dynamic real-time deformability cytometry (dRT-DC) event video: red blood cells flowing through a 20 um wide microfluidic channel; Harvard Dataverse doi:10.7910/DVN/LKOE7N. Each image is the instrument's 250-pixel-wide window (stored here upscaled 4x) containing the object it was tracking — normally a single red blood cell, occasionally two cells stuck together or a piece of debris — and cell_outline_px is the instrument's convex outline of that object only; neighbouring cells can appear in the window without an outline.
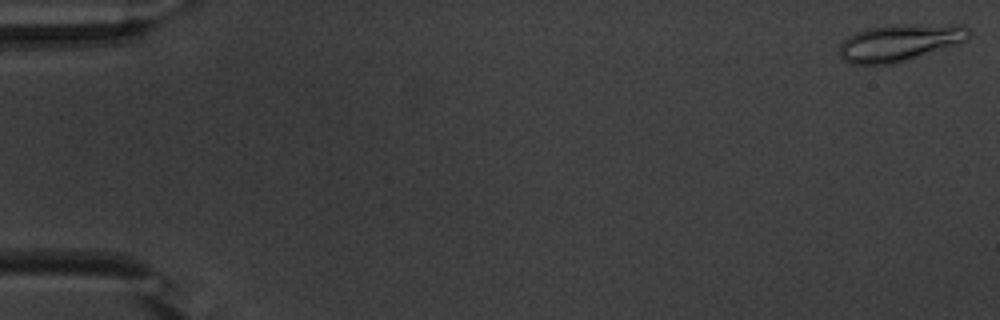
{"species": "common noctule bat (a hibernating species)", "species_latin": "Nyctalus noctula", "temperature_condition": "warm", "stored_images_in_passage": 53, "camera_frame_rate_fps": 3000, "um_per_image_px": 0.085, "animal": {"sex": "male", "body_mass_g": 20.1, "forearm_length_mm": 53.5}, "frame": {"image": 1, "passage_image": 1, "time_ms": 0.0, "image_size_px": [1000, 320], "cell_outline_px": [[972, 32], [968, 40], [892, 64], [852, 64], [844, 60], [840, 56], [840, 44], [848, 36], [856, 32], [868, 28], [904, 24], [960, 24], [968, 28]], "centroid_in_image_um": [76.49, 3.6], "position_along_channel_um": 8.5, "area_um2": 27.63}}
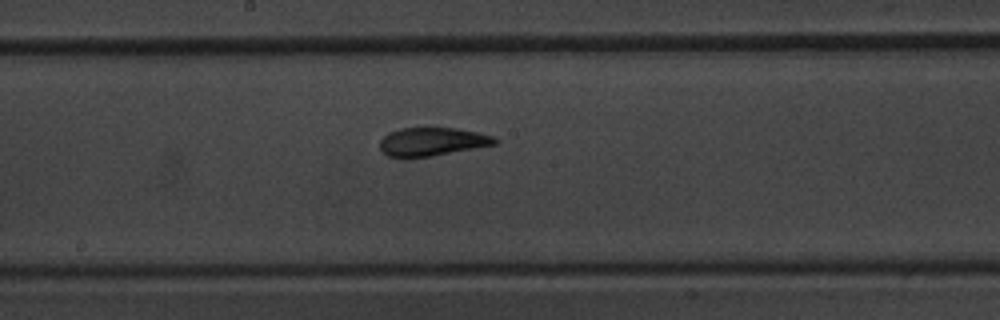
{"frame": {"image": 2, "passage_image": 29, "time_ms": 9.333, "image_size_px": [1000, 320], "cell_outline_px": [[500, 140], [496, 144], [432, 156], [388, 156], [380, 148], [380, 140], [388, 132], [400, 128], [456, 128], [476, 132], [492, 136]], "centroid_in_image_um": [36.74, 12.02], "position_along_channel_um": 211.5, "area_um2": 18.67}}
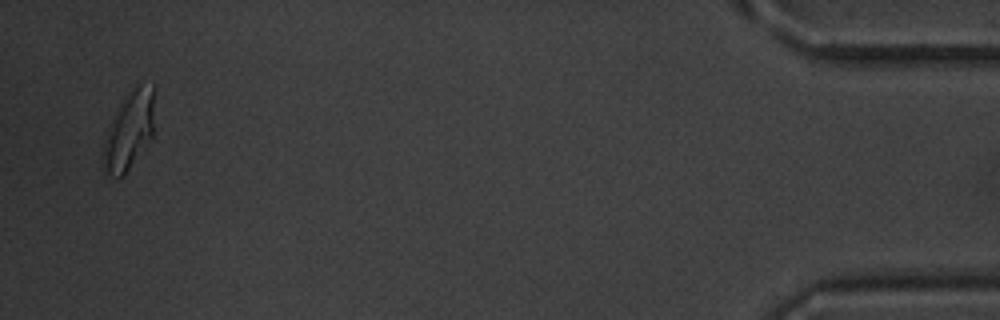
{"frame": {"image": 3, "passage_image": 52, "time_ms": 17.0, "image_size_px": [1000, 320], "cell_outline_px": [[152, 136], [124, 176], [116, 176], [100, 168], [100, 156], [104, 140], [108, 128], [120, 100], [124, 96], [140, 84], [152, 88]], "centroid_in_image_um": [10.88, 11.18], "position_along_channel_um": 424.3, "area_um2": 22.89}, "authors_computed_cell_mechanics": {"area_um2": 20.4034, "velocity_mm_per_s": 3.7982, "shape_relaxation_time_tau1_ms": 4.3434, "shape_relaxation_time_tau2_ms": 1.1189, "deformation_change_tau1": 0.1647, "deformation_change_tau2": 0.0722}}